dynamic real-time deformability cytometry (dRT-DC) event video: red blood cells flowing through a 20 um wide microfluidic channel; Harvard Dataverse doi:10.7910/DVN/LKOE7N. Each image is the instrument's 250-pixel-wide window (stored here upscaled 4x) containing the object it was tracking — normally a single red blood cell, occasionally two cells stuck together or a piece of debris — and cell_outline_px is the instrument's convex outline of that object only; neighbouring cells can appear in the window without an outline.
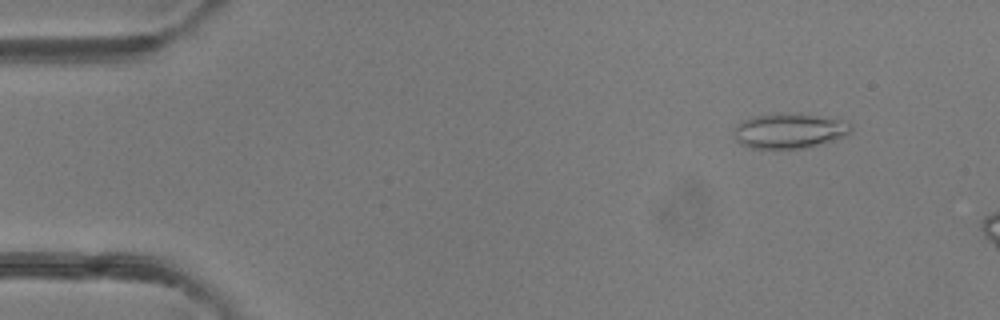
{"species": "common noctule bat (a hibernating species)", "species_latin": "Nyctalus noctula", "temperature_condition": "room temperature", "stored_images_in_passage": 10, "camera_frame_rate_fps": 3000, "um_per_image_px": 0.085, "animal": {"sex": "female"}, "frame": {"image": 1, "passage_image": 5, "time_ms": 1.333, "image_size_px": [1000, 320], "cell_outline_px": [[852, 132], [844, 136], [832, 140], [804, 148], [752, 148], [740, 144], [736, 140], [732, 128], [744, 120], [756, 116], [780, 112], [816, 116], [840, 120], [852, 124]], "centroid_in_image_um": [67.06, 11.12], "position_along_channel_um": 17.9, "area_um2": 23.64}}